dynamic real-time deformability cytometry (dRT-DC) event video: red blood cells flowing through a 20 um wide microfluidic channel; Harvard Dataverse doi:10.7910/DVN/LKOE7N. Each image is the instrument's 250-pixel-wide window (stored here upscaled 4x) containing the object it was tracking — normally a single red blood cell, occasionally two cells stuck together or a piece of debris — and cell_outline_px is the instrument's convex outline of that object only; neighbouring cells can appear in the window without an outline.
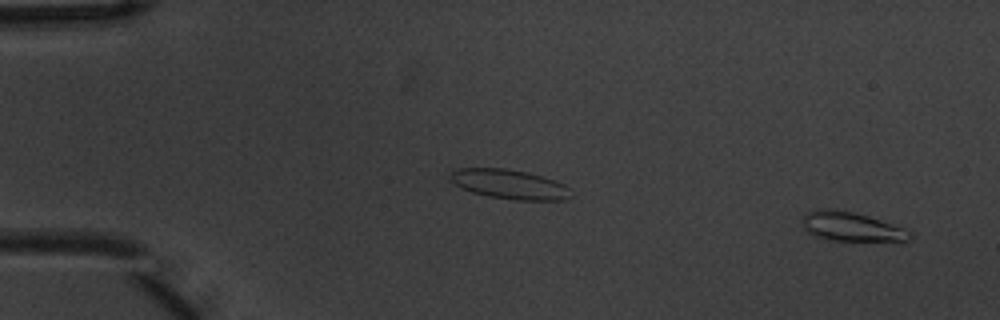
{"species": "common noctule bat (a hibernating species)", "species_latin": "Nyctalus noctula", "temperature_condition": "warm", "stored_images_in_passage": 4, "camera_frame_rate_fps": 3000, "um_per_image_px": 0.085, "animal": {"sex": "male", "body_mass_g": 20.1, "forearm_length_mm": 53.5}, "frame": {"image": 1, "passage_image": 1, "time_ms": 0.0, "image_size_px": [1000, 320], "cell_outline_px": [[912, 236], [904, 244], [828, 240], [804, 232], [800, 220], [804, 212], [816, 208], [828, 208], [852, 212], [868, 216], [880, 220], [900, 228], [908, 232]], "centroid_in_image_um": [72.32, 19.31], "position_along_channel_um": 12.7, "area_um2": 19.25}}
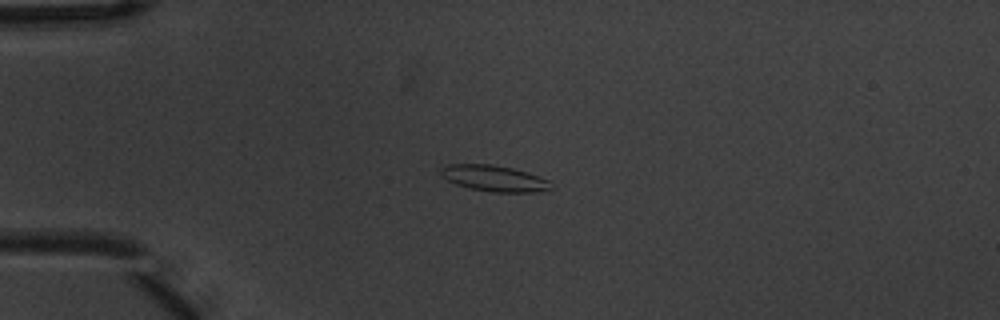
{"frame": {"image": 2, "passage_image": 4, "time_ms": 1.0, "image_size_px": [1000, 320], "cell_outline_px": [[556, 188], [540, 192], [492, 192], [472, 188], [456, 184], [448, 180], [440, 172], [440, 168], [448, 164], [492, 164], [512, 168], [548, 180]], "centroid_in_image_um": [42.04, 15.16], "position_along_channel_um": 43.0, "area_um2": 16.59}}